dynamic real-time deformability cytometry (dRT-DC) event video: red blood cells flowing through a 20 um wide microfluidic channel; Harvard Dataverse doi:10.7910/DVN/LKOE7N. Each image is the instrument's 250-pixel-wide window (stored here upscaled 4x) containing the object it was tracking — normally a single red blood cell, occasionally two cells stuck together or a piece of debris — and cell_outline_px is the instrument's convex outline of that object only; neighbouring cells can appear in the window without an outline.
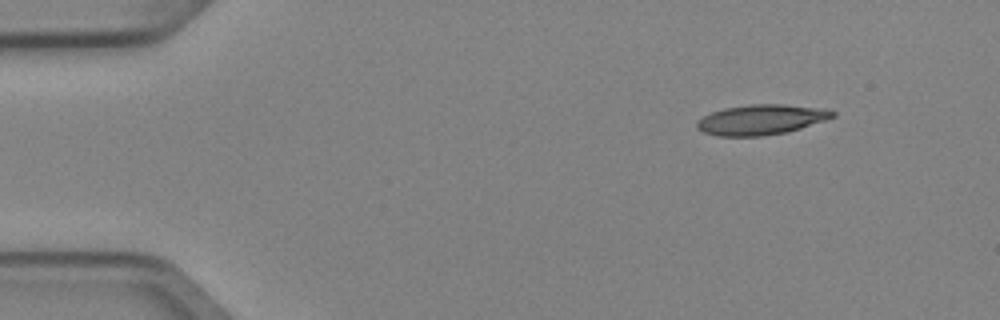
{"species": "Egyptian fruit bat (a non-hibernating species)", "species_latin": "Rousettus aegyptiacus", "temperature_condition": "cold", "stored_images_in_passage": 5, "camera_frame_rate_fps": 3000, "um_per_image_px": 0.085, "animal": {"sex": "female"}, "frame": {"image": 1, "passage_image": 5, "time_ms": 1.333, "image_size_px": [1000, 320], "cell_outline_px": [[836, 116], [788, 132], [764, 136], [716, 136], [704, 132], [696, 128], [696, 120], [712, 112], [724, 108], [752, 104], [784, 104], [828, 108], [836, 112]], "centroid_in_image_um": [64.71, 10.16], "position_along_channel_um": 20.3, "area_um2": 24.04}}